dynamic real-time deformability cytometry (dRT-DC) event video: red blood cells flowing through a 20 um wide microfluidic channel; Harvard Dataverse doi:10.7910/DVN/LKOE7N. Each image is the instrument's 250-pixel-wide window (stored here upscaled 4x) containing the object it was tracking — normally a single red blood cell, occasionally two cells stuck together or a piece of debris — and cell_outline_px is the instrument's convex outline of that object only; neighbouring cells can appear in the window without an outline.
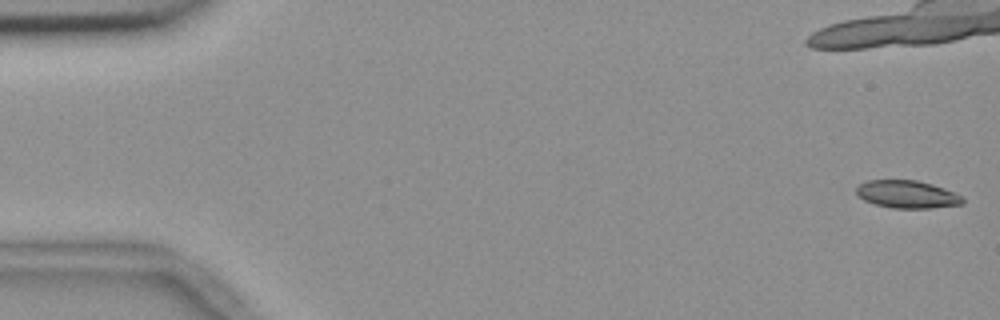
{"species": "common noctule bat (a hibernating species)", "species_latin": "Nyctalus noctula", "temperature_condition": "room temperature", "stored_images_in_passage": 56, "camera_frame_rate_fps": 3000, "um_per_image_px": 0.085, "animal": {"sex": "female", "body_mass_g": 18.4}, "frame": {"image": 1, "passage_image": 1, "time_ms": 0.0, "image_size_px": [1000, 320], "cell_outline_px": [[964, 204], [932, 208], [892, 208], [876, 204], [864, 200], [856, 192], [856, 188], [860, 184], [868, 180], [916, 180], [932, 184], [944, 188], [964, 196]], "centroid_in_image_um": [77.15, 16.52], "position_along_channel_um": 7.8, "area_um2": 17.17}, "authors_computed_cell_mechanics": {"area_um2": 18.5538, "velocity_mm_per_s": 3.6788, "shape_relaxation_time_tau1_ms": 11.2538, "shape_relaxation_time_tau2_ms": null, "deformation_change_tau1": 0.2134, "deformation_change_tau2": null}}